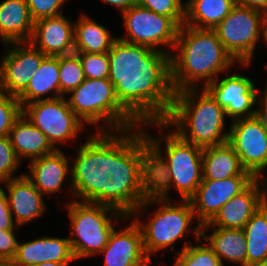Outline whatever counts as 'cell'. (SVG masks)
<instances>
[{"label": "cell", "mask_w": 267, "mask_h": 266, "mask_svg": "<svg viewBox=\"0 0 267 266\" xmlns=\"http://www.w3.org/2000/svg\"><path fill=\"white\" fill-rule=\"evenodd\" d=\"M88 132L71 163L70 197L130 216L151 194L150 145L142 124L121 131Z\"/></svg>", "instance_id": "6da1fadb"}, {"label": "cell", "mask_w": 267, "mask_h": 266, "mask_svg": "<svg viewBox=\"0 0 267 266\" xmlns=\"http://www.w3.org/2000/svg\"><path fill=\"white\" fill-rule=\"evenodd\" d=\"M16 230H0V260L11 262L15 257L18 240Z\"/></svg>", "instance_id": "8d00e7d4"}, {"label": "cell", "mask_w": 267, "mask_h": 266, "mask_svg": "<svg viewBox=\"0 0 267 266\" xmlns=\"http://www.w3.org/2000/svg\"><path fill=\"white\" fill-rule=\"evenodd\" d=\"M264 204L263 186L256 178L244 191L223 205L207 223L210 227L243 229L251 216Z\"/></svg>", "instance_id": "ffe728a7"}, {"label": "cell", "mask_w": 267, "mask_h": 266, "mask_svg": "<svg viewBox=\"0 0 267 266\" xmlns=\"http://www.w3.org/2000/svg\"><path fill=\"white\" fill-rule=\"evenodd\" d=\"M248 266H267V259H265V260H263L261 262L250 264Z\"/></svg>", "instance_id": "f6af8a7d"}, {"label": "cell", "mask_w": 267, "mask_h": 266, "mask_svg": "<svg viewBox=\"0 0 267 266\" xmlns=\"http://www.w3.org/2000/svg\"><path fill=\"white\" fill-rule=\"evenodd\" d=\"M136 4L172 19L179 27L185 23V5L182 0H136Z\"/></svg>", "instance_id": "1f68e13d"}, {"label": "cell", "mask_w": 267, "mask_h": 266, "mask_svg": "<svg viewBox=\"0 0 267 266\" xmlns=\"http://www.w3.org/2000/svg\"><path fill=\"white\" fill-rule=\"evenodd\" d=\"M60 97H66L86 79L81 60L76 53L59 56Z\"/></svg>", "instance_id": "f546056e"}, {"label": "cell", "mask_w": 267, "mask_h": 266, "mask_svg": "<svg viewBox=\"0 0 267 266\" xmlns=\"http://www.w3.org/2000/svg\"><path fill=\"white\" fill-rule=\"evenodd\" d=\"M266 16L262 11L236 4L214 28L225 50L246 69L255 58L254 52L261 39Z\"/></svg>", "instance_id": "9c48e42d"}, {"label": "cell", "mask_w": 267, "mask_h": 266, "mask_svg": "<svg viewBox=\"0 0 267 266\" xmlns=\"http://www.w3.org/2000/svg\"><path fill=\"white\" fill-rule=\"evenodd\" d=\"M132 220L124 228H115L98 254L104 256L103 266H151L153 261L145 253L141 228Z\"/></svg>", "instance_id": "2e32d148"}, {"label": "cell", "mask_w": 267, "mask_h": 266, "mask_svg": "<svg viewBox=\"0 0 267 266\" xmlns=\"http://www.w3.org/2000/svg\"><path fill=\"white\" fill-rule=\"evenodd\" d=\"M121 16L126 35L119 36L118 39L171 54L179 30V26L172 19L137 4L122 12Z\"/></svg>", "instance_id": "8fae6325"}, {"label": "cell", "mask_w": 267, "mask_h": 266, "mask_svg": "<svg viewBox=\"0 0 267 266\" xmlns=\"http://www.w3.org/2000/svg\"><path fill=\"white\" fill-rule=\"evenodd\" d=\"M236 5V0H187L185 25L214 29Z\"/></svg>", "instance_id": "83f0119b"}, {"label": "cell", "mask_w": 267, "mask_h": 266, "mask_svg": "<svg viewBox=\"0 0 267 266\" xmlns=\"http://www.w3.org/2000/svg\"><path fill=\"white\" fill-rule=\"evenodd\" d=\"M76 53L82 63L86 79H108L109 78V57L108 53Z\"/></svg>", "instance_id": "836d02e7"}, {"label": "cell", "mask_w": 267, "mask_h": 266, "mask_svg": "<svg viewBox=\"0 0 267 266\" xmlns=\"http://www.w3.org/2000/svg\"><path fill=\"white\" fill-rule=\"evenodd\" d=\"M66 208L71 230L68 238L75 260L98 256L115 229L114 223H125L131 219L103 204L72 200L66 204Z\"/></svg>", "instance_id": "ba28073f"}, {"label": "cell", "mask_w": 267, "mask_h": 266, "mask_svg": "<svg viewBox=\"0 0 267 266\" xmlns=\"http://www.w3.org/2000/svg\"><path fill=\"white\" fill-rule=\"evenodd\" d=\"M227 142L246 171L256 178L264 174L267 169V133L255 116L232 121Z\"/></svg>", "instance_id": "7c38bea8"}, {"label": "cell", "mask_w": 267, "mask_h": 266, "mask_svg": "<svg viewBox=\"0 0 267 266\" xmlns=\"http://www.w3.org/2000/svg\"><path fill=\"white\" fill-rule=\"evenodd\" d=\"M255 179L254 175H236L223 180H202L189 199L197 222L200 225L209 223L223 205L244 191Z\"/></svg>", "instance_id": "9a60e30c"}, {"label": "cell", "mask_w": 267, "mask_h": 266, "mask_svg": "<svg viewBox=\"0 0 267 266\" xmlns=\"http://www.w3.org/2000/svg\"><path fill=\"white\" fill-rule=\"evenodd\" d=\"M22 115V106L17 97L0 89V137L9 136L14 122Z\"/></svg>", "instance_id": "d6a6232c"}, {"label": "cell", "mask_w": 267, "mask_h": 266, "mask_svg": "<svg viewBox=\"0 0 267 266\" xmlns=\"http://www.w3.org/2000/svg\"><path fill=\"white\" fill-rule=\"evenodd\" d=\"M71 263H57V262H45V263H39L35 266H69Z\"/></svg>", "instance_id": "ee69618b"}, {"label": "cell", "mask_w": 267, "mask_h": 266, "mask_svg": "<svg viewBox=\"0 0 267 266\" xmlns=\"http://www.w3.org/2000/svg\"><path fill=\"white\" fill-rule=\"evenodd\" d=\"M261 40L264 41V43L267 46V16H266V18L263 22V25H262Z\"/></svg>", "instance_id": "7bdbcfd3"}, {"label": "cell", "mask_w": 267, "mask_h": 266, "mask_svg": "<svg viewBox=\"0 0 267 266\" xmlns=\"http://www.w3.org/2000/svg\"><path fill=\"white\" fill-rule=\"evenodd\" d=\"M22 114L37 127L51 144L59 149L58 144L75 140L85 128V124L69 107L66 97L38 100L22 107Z\"/></svg>", "instance_id": "30bf717a"}, {"label": "cell", "mask_w": 267, "mask_h": 266, "mask_svg": "<svg viewBox=\"0 0 267 266\" xmlns=\"http://www.w3.org/2000/svg\"><path fill=\"white\" fill-rule=\"evenodd\" d=\"M236 4L262 11L267 15V0H236Z\"/></svg>", "instance_id": "ab89813d"}, {"label": "cell", "mask_w": 267, "mask_h": 266, "mask_svg": "<svg viewBox=\"0 0 267 266\" xmlns=\"http://www.w3.org/2000/svg\"><path fill=\"white\" fill-rule=\"evenodd\" d=\"M203 180H223L236 175H253L246 171L233 147L225 142L203 148Z\"/></svg>", "instance_id": "484cf974"}, {"label": "cell", "mask_w": 267, "mask_h": 266, "mask_svg": "<svg viewBox=\"0 0 267 266\" xmlns=\"http://www.w3.org/2000/svg\"><path fill=\"white\" fill-rule=\"evenodd\" d=\"M21 163L9 136L0 137V183L22 176L14 174Z\"/></svg>", "instance_id": "e575fe53"}, {"label": "cell", "mask_w": 267, "mask_h": 266, "mask_svg": "<svg viewBox=\"0 0 267 266\" xmlns=\"http://www.w3.org/2000/svg\"><path fill=\"white\" fill-rule=\"evenodd\" d=\"M225 110L205 88L175 92L165 123L186 142L201 148L228 141Z\"/></svg>", "instance_id": "5b68a950"}, {"label": "cell", "mask_w": 267, "mask_h": 266, "mask_svg": "<svg viewBox=\"0 0 267 266\" xmlns=\"http://www.w3.org/2000/svg\"><path fill=\"white\" fill-rule=\"evenodd\" d=\"M247 241V266L267 259V205L263 204L243 228Z\"/></svg>", "instance_id": "f1b7e54d"}, {"label": "cell", "mask_w": 267, "mask_h": 266, "mask_svg": "<svg viewBox=\"0 0 267 266\" xmlns=\"http://www.w3.org/2000/svg\"><path fill=\"white\" fill-rule=\"evenodd\" d=\"M205 89L215 101L225 110L226 117L232 121L255 116V106L260 89L256 88L254 80L247 75H232L219 77L208 84Z\"/></svg>", "instance_id": "5bb4252c"}, {"label": "cell", "mask_w": 267, "mask_h": 266, "mask_svg": "<svg viewBox=\"0 0 267 266\" xmlns=\"http://www.w3.org/2000/svg\"><path fill=\"white\" fill-rule=\"evenodd\" d=\"M235 63L214 29L183 24L179 27L177 40L170 54L173 90L179 92L189 88H205L219 75L230 71Z\"/></svg>", "instance_id": "277c9868"}, {"label": "cell", "mask_w": 267, "mask_h": 266, "mask_svg": "<svg viewBox=\"0 0 267 266\" xmlns=\"http://www.w3.org/2000/svg\"><path fill=\"white\" fill-rule=\"evenodd\" d=\"M30 42L46 56H62L75 52L74 23L64 14L34 22Z\"/></svg>", "instance_id": "e0dca14e"}, {"label": "cell", "mask_w": 267, "mask_h": 266, "mask_svg": "<svg viewBox=\"0 0 267 266\" xmlns=\"http://www.w3.org/2000/svg\"><path fill=\"white\" fill-rule=\"evenodd\" d=\"M256 104L260 105L255 109V117L260 121L265 132L267 133V83L265 88L259 91Z\"/></svg>", "instance_id": "f35d334b"}, {"label": "cell", "mask_w": 267, "mask_h": 266, "mask_svg": "<svg viewBox=\"0 0 267 266\" xmlns=\"http://www.w3.org/2000/svg\"><path fill=\"white\" fill-rule=\"evenodd\" d=\"M34 29L26 0L0 2V41L3 44L30 41Z\"/></svg>", "instance_id": "603a6c76"}, {"label": "cell", "mask_w": 267, "mask_h": 266, "mask_svg": "<svg viewBox=\"0 0 267 266\" xmlns=\"http://www.w3.org/2000/svg\"><path fill=\"white\" fill-rule=\"evenodd\" d=\"M263 186V197H264V204L267 205V177L265 178L264 175L260 177Z\"/></svg>", "instance_id": "b9f144b4"}, {"label": "cell", "mask_w": 267, "mask_h": 266, "mask_svg": "<svg viewBox=\"0 0 267 266\" xmlns=\"http://www.w3.org/2000/svg\"><path fill=\"white\" fill-rule=\"evenodd\" d=\"M89 15L82 13L74 22L75 52L108 53L118 39L107 27L99 24Z\"/></svg>", "instance_id": "4316f807"}, {"label": "cell", "mask_w": 267, "mask_h": 266, "mask_svg": "<svg viewBox=\"0 0 267 266\" xmlns=\"http://www.w3.org/2000/svg\"><path fill=\"white\" fill-rule=\"evenodd\" d=\"M105 4L116 7L120 13L126 11L132 5L136 4V0H102Z\"/></svg>", "instance_id": "60d3db41"}, {"label": "cell", "mask_w": 267, "mask_h": 266, "mask_svg": "<svg viewBox=\"0 0 267 266\" xmlns=\"http://www.w3.org/2000/svg\"><path fill=\"white\" fill-rule=\"evenodd\" d=\"M148 125L157 127L160 134L152 135L147 130ZM142 128L150 145L151 193L171 200L168 193L174 187L181 200H189L203 180V148L170 132L171 128L164 121L147 122Z\"/></svg>", "instance_id": "3957f363"}, {"label": "cell", "mask_w": 267, "mask_h": 266, "mask_svg": "<svg viewBox=\"0 0 267 266\" xmlns=\"http://www.w3.org/2000/svg\"><path fill=\"white\" fill-rule=\"evenodd\" d=\"M172 266H223L214 251L200 238L197 244H190L177 253Z\"/></svg>", "instance_id": "4dcf8cb0"}, {"label": "cell", "mask_w": 267, "mask_h": 266, "mask_svg": "<svg viewBox=\"0 0 267 266\" xmlns=\"http://www.w3.org/2000/svg\"><path fill=\"white\" fill-rule=\"evenodd\" d=\"M67 95H70L66 98L71 110L85 126L94 125L96 132L121 131L141 125L119 103L109 79H85Z\"/></svg>", "instance_id": "52a82bcc"}, {"label": "cell", "mask_w": 267, "mask_h": 266, "mask_svg": "<svg viewBox=\"0 0 267 266\" xmlns=\"http://www.w3.org/2000/svg\"><path fill=\"white\" fill-rule=\"evenodd\" d=\"M69 159L62 150L29 161L28 173L24 174L32 184L44 195H54L61 192L63 183L71 180Z\"/></svg>", "instance_id": "44dd1931"}, {"label": "cell", "mask_w": 267, "mask_h": 266, "mask_svg": "<svg viewBox=\"0 0 267 266\" xmlns=\"http://www.w3.org/2000/svg\"><path fill=\"white\" fill-rule=\"evenodd\" d=\"M59 76V56H45L26 89L17 97L21 106L33 101L60 97Z\"/></svg>", "instance_id": "d4e9b609"}, {"label": "cell", "mask_w": 267, "mask_h": 266, "mask_svg": "<svg viewBox=\"0 0 267 266\" xmlns=\"http://www.w3.org/2000/svg\"><path fill=\"white\" fill-rule=\"evenodd\" d=\"M109 81L119 103L140 123L165 121L174 90L170 55L117 39L108 51Z\"/></svg>", "instance_id": "7a4b0ae2"}, {"label": "cell", "mask_w": 267, "mask_h": 266, "mask_svg": "<svg viewBox=\"0 0 267 266\" xmlns=\"http://www.w3.org/2000/svg\"><path fill=\"white\" fill-rule=\"evenodd\" d=\"M17 230L18 227L12 217L6 193L0 188V230Z\"/></svg>", "instance_id": "74e56055"}, {"label": "cell", "mask_w": 267, "mask_h": 266, "mask_svg": "<svg viewBox=\"0 0 267 266\" xmlns=\"http://www.w3.org/2000/svg\"><path fill=\"white\" fill-rule=\"evenodd\" d=\"M213 228V229H212ZM212 232L206 235V231ZM201 238L214 251L224 266V260L247 266V241L243 229H226L201 225Z\"/></svg>", "instance_id": "7402d4cb"}, {"label": "cell", "mask_w": 267, "mask_h": 266, "mask_svg": "<svg viewBox=\"0 0 267 266\" xmlns=\"http://www.w3.org/2000/svg\"><path fill=\"white\" fill-rule=\"evenodd\" d=\"M76 261L69 238L44 236L27 242H18L12 266H35L39 263H71Z\"/></svg>", "instance_id": "d6986e66"}, {"label": "cell", "mask_w": 267, "mask_h": 266, "mask_svg": "<svg viewBox=\"0 0 267 266\" xmlns=\"http://www.w3.org/2000/svg\"><path fill=\"white\" fill-rule=\"evenodd\" d=\"M9 138L20 161H32L56 150L45 134L23 114L14 122Z\"/></svg>", "instance_id": "cb8c5ba5"}, {"label": "cell", "mask_w": 267, "mask_h": 266, "mask_svg": "<svg viewBox=\"0 0 267 266\" xmlns=\"http://www.w3.org/2000/svg\"><path fill=\"white\" fill-rule=\"evenodd\" d=\"M0 266H10V262L0 260Z\"/></svg>", "instance_id": "bcb514c9"}, {"label": "cell", "mask_w": 267, "mask_h": 266, "mask_svg": "<svg viewBox=\"0 0 267 266\" xmlns=\"http://www.w3.org/2000/svg\"><path fill=\"white\" fill-rule=\"evenodd\" d=\"M172 200L163 199L151 193L130 215L131 219H134L141 228L144 250L151 260H153L151 256L154 253L167 252L169 247L177 255L179 251L174 249V244L181 239L185 241L181 247V251L184 250L192 244L191 240L185 236L187 233L192 232L196 242L201 238V225L197 222L196 226L191 227L194 225L196 217L190 201L180 200L181 202L177 204ZM153 205H159L154 212L149 209ZM139 216H148L145 218L147 222H144Z\"/></svg>", "instance_id": "8992f818"}, {"label": "cell", "mask_w": 267, "mask_h": 266, "mask_svg": "<svg viewBox=\"0 0 267 266\" xmlns=\"http://www.w3.org/2000/svg\"><path fill=\"white\" fill-rule=\"evenodd\" d=\"M3 45L6 52H2V59L0 57V89L18 97L26 89L33 73L46 55L30 41Z\"/></svg>", "instance_id": "4fadbf2b"}, {"label": "cell", "mask_w": 267, "mask_h": 266, "mask_svg": "<svg viewBox=\"0 0 267 266\" xmlns=\"http://www.w3.org/2000/svg\"><path fill=\"white\" fill-rule=\"evenodd\" d=\"M2 184H5L6 190L0 188L6 193L12 217L18 227L41 219L47 209L44 195L24 174L0 183Z\"/></svg>", "instance_id": "ac0fdd59"}, {"label": "cell", "mask_w": 267, "mask_h": 266, "mask_svg": "<svg viewBox=\"0 0 267 266\" xmlns=\"http://www.w3.org/2000/svg\"><path fill=\"white\" fill-rule=\"evenodd\" d=\"M68 0H26L32 20L63 14V5Z\"/></svg>", "instance_id": "d590c367"}]
</instances>
